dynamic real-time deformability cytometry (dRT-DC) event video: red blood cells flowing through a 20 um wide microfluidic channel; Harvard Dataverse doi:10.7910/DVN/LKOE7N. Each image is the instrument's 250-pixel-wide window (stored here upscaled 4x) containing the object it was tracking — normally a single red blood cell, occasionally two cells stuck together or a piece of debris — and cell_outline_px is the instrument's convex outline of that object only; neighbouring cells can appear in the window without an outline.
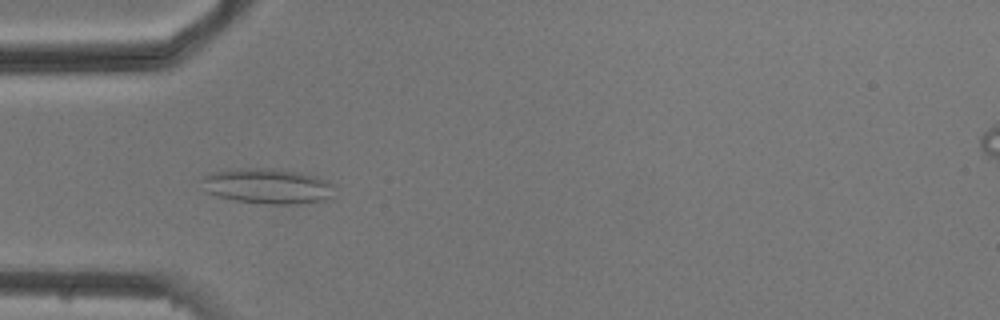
{"species": "common noctule bat (a hibernating species)", "species_latin": "Nyctalus noctula", "temperature_condition": "cold", "stored_images_in_passage": 6, "camera_frame_rate_fps": 3000, "um_per_image_px": 0.085, "animal": {"sex": "male", "body_mass_g": 20.5, "forearm_length_mm": 52.5}, "frame": {"image": 1, "passage_image": 5, "time_ms": 5.0, "image_size_px": [1000, 320], "cell_outline_px": [[332, 196], [324, 200], [304, 204], [264, 204], [236, 200], [216, 196], [208, 192], [204, 180], [204, 176], [212, 172], [228, 168], [268, 168], [296, 172], [316, 176], [332, 184]], "centroid_in_image_um": [22.74, 15.82], "position_along_channel_um": 62.3, "area_um2": 27.05}}